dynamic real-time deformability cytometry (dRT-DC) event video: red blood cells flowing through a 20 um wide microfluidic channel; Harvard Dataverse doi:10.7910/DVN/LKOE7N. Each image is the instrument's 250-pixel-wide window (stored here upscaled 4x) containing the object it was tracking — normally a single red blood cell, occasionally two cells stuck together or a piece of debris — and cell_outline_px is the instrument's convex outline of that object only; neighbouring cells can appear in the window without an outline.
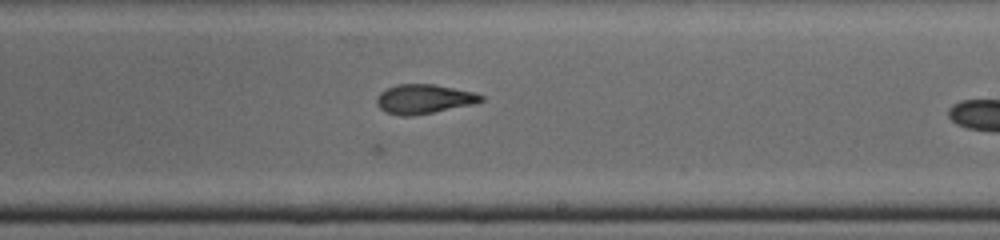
{"species": "common noctule bat (a hibernating species)", "species_latin": "Nyctalus noctula", "temperature_condition": "cold", "stored_images_in_passage": 17, "camera_frame_rate_fps": 3000, "um_per_image_px": 0.085, "animal": {"sex": "male", "body_mass_g": 19.0, "forearm_length_mm": 50.8}, "frame": {"image": 1, "passage_image": 16, "time_ms": 5.0, "image_size_px": [1000, 240], "cell_outline_px": [[484, 100], [472, 104], [412, 116], [400, 116], [384, 112], [376, 104], [376, 100], [380, 92], [396, 84], [436, 84], [476, 92], [484, 96]], "centroid_in_image_um": [36.02, 8.41], "position_along_channel_um": 253.0, "area_um2": 17.92}}